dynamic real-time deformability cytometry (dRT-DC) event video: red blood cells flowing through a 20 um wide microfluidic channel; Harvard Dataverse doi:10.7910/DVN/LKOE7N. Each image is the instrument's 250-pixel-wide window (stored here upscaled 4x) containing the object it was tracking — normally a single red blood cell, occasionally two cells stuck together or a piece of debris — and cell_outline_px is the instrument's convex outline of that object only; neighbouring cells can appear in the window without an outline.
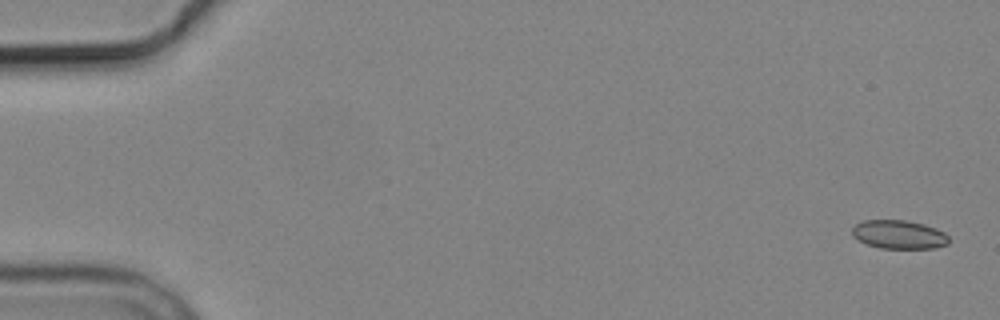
{"species": "common noctule bat (a hibernating species)", "species_latin": "Nyctalus noctula", "temperature_condition": "cold", "stored_images_in_passage": 2, "camera_frame_rate_fps": 3000, "um_per_image_px": 0.085, "animal": {"sex": "male", "body_mass_g": 19.2, "forearm_length_mm": 51.8}, "frame": {"image": 1, "passage_image": 1, "time_ms": 0.0, "image_size_px": [1000, 320], "cell_outline_px": [[948, 244], [936, 248], [880, 248], [868, 244], [852, 236], [852, 228], [856, 224], [864, 220], [904, 220], [924, 224], [936, 228], [944, 232], [948, 236]], "centroid_in_image_um": [76.42, 19.93], "position_along_channel_um": 8.6, "area_um2": 16.07}}